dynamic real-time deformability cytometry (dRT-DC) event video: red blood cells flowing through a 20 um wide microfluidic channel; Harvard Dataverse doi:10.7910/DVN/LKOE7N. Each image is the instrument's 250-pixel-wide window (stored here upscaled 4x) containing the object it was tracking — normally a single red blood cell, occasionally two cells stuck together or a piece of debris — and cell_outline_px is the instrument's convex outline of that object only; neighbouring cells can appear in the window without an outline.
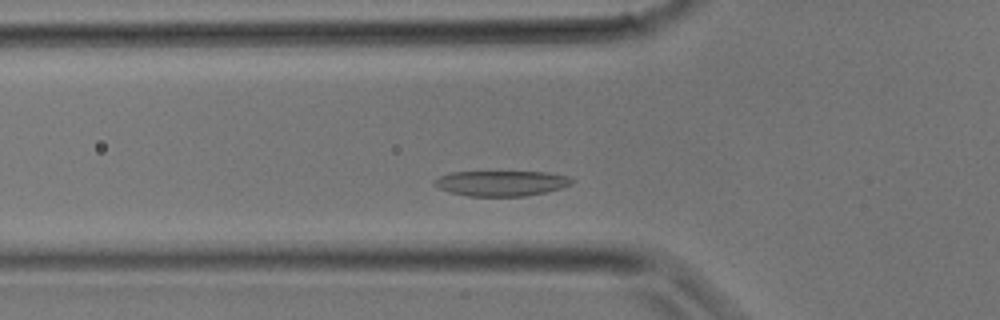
{"species": "common noctule bat (a hibernating species)", "species_latin": "Nyctalus noctula", "temperature_condition": "room temperature", "stored_images_in_passage": 24, "camera_frame_rate_fps": 3000, "um_per_image_px": 0.085, "animal": {"sex": "male", "body_mass_g": 17.9}, "frame": {"image": 1, "passage_image": 7, "time_ms": 2.0, "image_size_px": [1000, 320], "cell_outline_px": [[576, 180], [572, 184], [560, 188], [544, 192], [524, 196], [468, 196], [448, 192], [432, 184], [440, 176], [452, 172], [548, 172], [568, 176]], "centroid_in_image_um": [42.63, 15.57], "position_along_channel_um": 83.2, "area_um2": 20.23}}
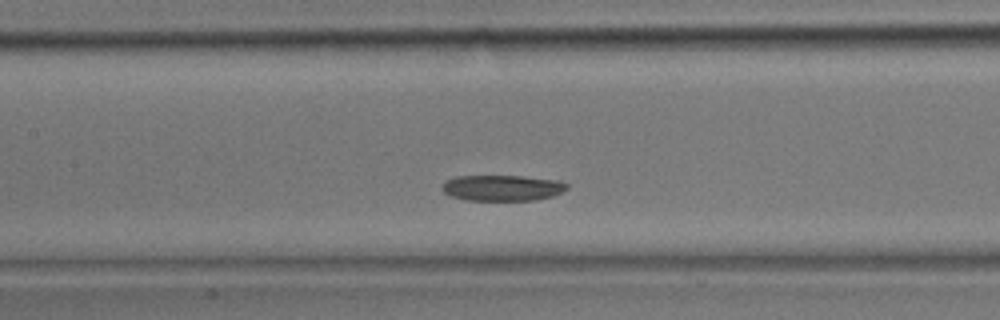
{"frame": {"image": 2, "passage_image": 11, "time_ms": 3.333, "image_size_px": [1000, 320], "cell_outline_px": [[568, 188], [552, 196], [536, 200], [464, 200], [448, 196], [440, 188], [444, 180], [456, 176], [520, 176], [556, 180], [568, 184]], "centroid_in_image_um": [42.61, 15.97], "position_along_channel_um": 164.8, "area_um2": 18.9}}
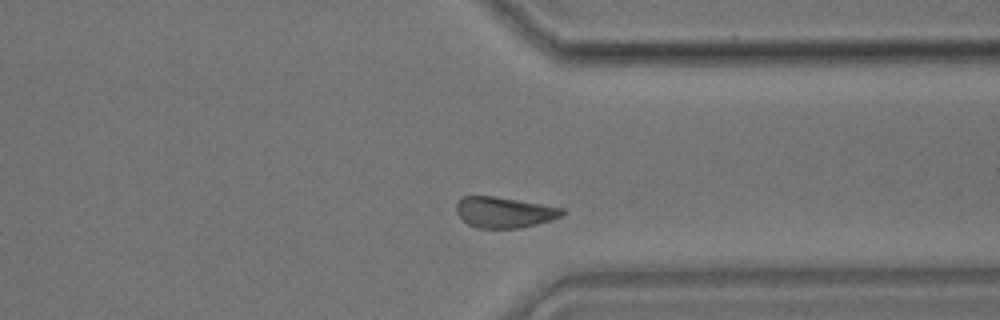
{"frame": {"image": 3, "passage_image": 21, "time_ms": 6.667, "image_size_px": [1000, 320], "cell_outline_px": [[568, 212], [552, 220], [520, 228], [476, 228], [468, 224], [456, 212], [456, 204], [460, 196], [492, 196], [564, 208]], "centroid_in_image_um": [42.85, 18.05], "position_along_channel_um": 368.5, "area_um2": 18.96}}